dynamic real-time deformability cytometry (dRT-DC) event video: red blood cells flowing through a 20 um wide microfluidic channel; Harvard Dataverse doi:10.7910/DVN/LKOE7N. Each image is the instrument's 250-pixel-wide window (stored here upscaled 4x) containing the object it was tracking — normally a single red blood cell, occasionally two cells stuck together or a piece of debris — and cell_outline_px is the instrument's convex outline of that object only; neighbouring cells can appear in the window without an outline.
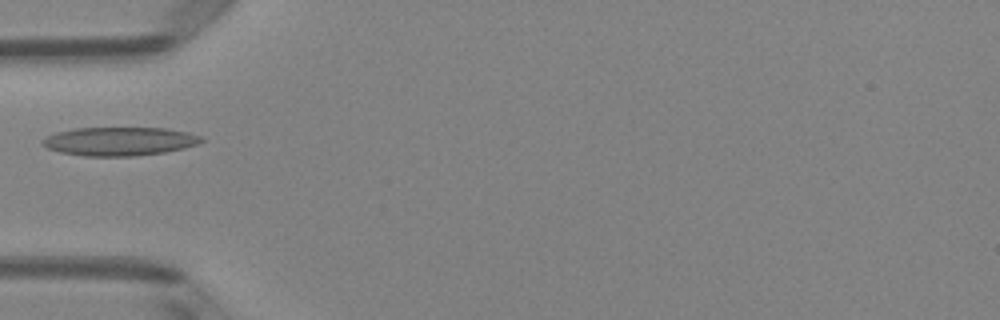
{"species": "Egyptian fruit bat (a non-hibernating species)", "species_latin": "Rousettus aegyptiacus", "temperature_condition": "room temperature", "stored_images_in_passage": 2, "camera_frame_rate_fps": 3000, "um_per_image_px": 0.085, "animal": {"sex": "female"}, "frame": {"image": 1, "passage_image": 1, "time_ms": 0.0, "image_size_px": [1000, 320], "cell_outline_px": [[204, 140], [196, 144], [184, 148], [164, 152], [136, 156], [84, 156], [60, 152], [48, 148], [40, 140], [56, 132], [76, 128], [164, 128], [188, 132], [200, 136]], "centroid_in_image_um": [10.15, 12.01], "position_along_channel_um": 74.8, "area_um2": 26.3}}
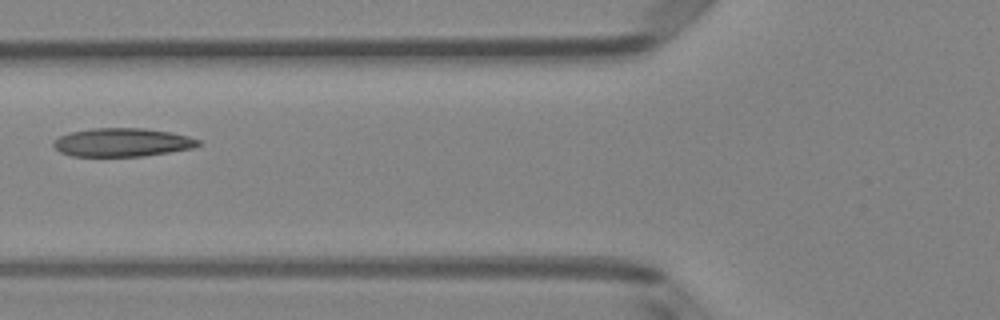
{"frame": {"image": 2, "passage_image": 2, "time_ms": 0.333, "image_size_px": [1000, 320], "cell_outline_px": [[200, 144], [192, 148], [144, 156], [72, 156], [60, 152], [52, 144], [60, 136], [72, 132], [92, 128], [144, 128], [172, 132], [188, 136], [200, 140]], "centroid_in_image_um": [10.41, 12.1], "position_along_channel_um": 115.4, "area_um2": 23.87}}